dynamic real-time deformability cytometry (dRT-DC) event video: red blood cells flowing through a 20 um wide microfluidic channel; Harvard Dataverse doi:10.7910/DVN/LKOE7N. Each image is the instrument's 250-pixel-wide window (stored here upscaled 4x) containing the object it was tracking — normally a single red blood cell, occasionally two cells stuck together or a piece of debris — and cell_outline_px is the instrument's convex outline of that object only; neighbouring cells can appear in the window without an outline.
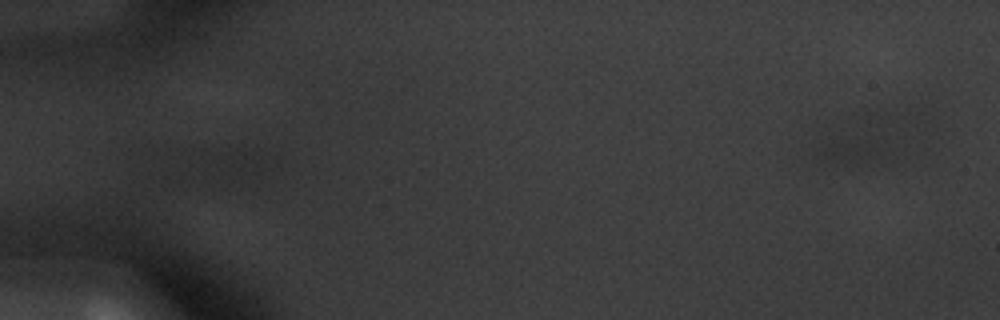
{"species": "common noctule bat (a hibernating species)", "species_latin": "Nyctalus noctula", "temperature_condition": "warm", "stored_images_in_passage": 18, "camera_frame_rate_fps": 3000, "um_per_image_px": 0.085, "animal": {"sex": "male", "body_mass_g": 20.1, "forearm_length_mm": 53.5}, "frame": {"image": 1, "passage_image": 18, "time_ms": 5.667, "image_size_px": [1000, 320], "cell_outline_px": [[928, 120], [924, 124], [888, 156], [868, 164], [844, 164], [816, 160], [816, 152], [820, 144], [868, 112], [916, 112]], "centroid_in_image_um": [73.96, 11.72], "position_along_channel_um": 11.0, "area_um2": 26.7}}